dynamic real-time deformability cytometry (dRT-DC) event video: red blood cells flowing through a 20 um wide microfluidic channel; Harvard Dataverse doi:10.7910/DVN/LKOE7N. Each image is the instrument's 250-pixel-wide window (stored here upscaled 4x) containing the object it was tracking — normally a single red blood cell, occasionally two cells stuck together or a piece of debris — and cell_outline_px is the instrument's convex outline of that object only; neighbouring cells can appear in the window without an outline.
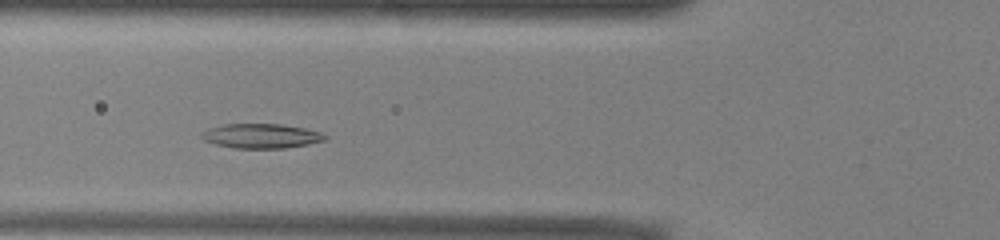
{"species": "common noctule bat (a hibernating species)", "species_latin": "Nyctalus noctula", "temperature_condition": "warm", "stored_images_in_passage": 42, "camera_frame_rate_fps": 3000, "um_per_image_px": 0.085, "animal": {"sex": "male", "body_mass_g": 13.0, "forearm_length_mm": 53.1}, "frame": {"image": 1, "passage_image": 9, "time_ms": 2.667, "image_size_px": [1000, 240], "cell_outline_px": [[328, 140], [308, 144], [284, 148], [232, 148], [216, 144], [204, 140], [200, 136], [200, 132], [208, 128], [224, 124], [280, 124], [304, 128], [320, 132], [328, 136]], "centroid_in_image_um": [22.19, 11.55], "position_along_channel_um": 103.6, "area_um2": 17.74}}
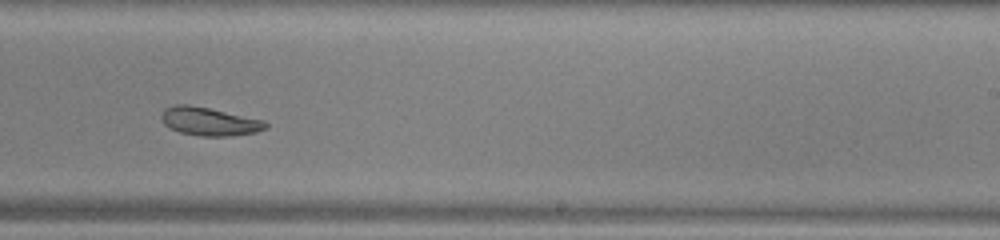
{"frame": {"image": 2, "passage_image": 22, "time_ms": 7.0, "image_size_px": [1000, 240], "cell_outline_px": [[268, 128], [256, 132], [232, 136], [200, 136], [180, 132], [164, 124], [160, 116], [164, 108], [176, 104], [188, 104], [208, 108], [264, 120], [268, 124]], "centroid_in_image_um": [17.79, 10.32], "position_along_channel_um": 271.2, "area_um2": 17.17}}
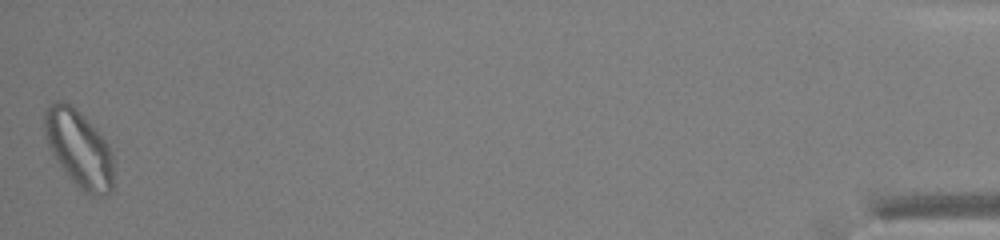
{"frame": {"image": 3, "passage_image": 42, "time_ms": 13.667, "image_size_px": [1000, 240], "cell_outline_px": [[112, 192], [100, 196], [96, 196], [84, 192], [68, 176], [48, 148], [44, 132], [44, 112], [56, 100], [64, 100], [72, 104], [88, 120], [108, 144], [112, 152]], "centroid_in_image_um": [6.7, 12.61], "position_along_channel_um": 428.5, "area_um2": 30.87}}